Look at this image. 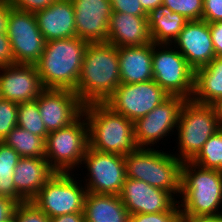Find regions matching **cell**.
I'll list each match as a JSON object with an SVG mask.
<instances>
[{
    "label": "cell",
    "mask_w": 222,
    "mask_h": 222,
    "mask_svg": "<svg viewBox=\"0 0 222 222\" xmlns=\"http://www.w3.org/2000/svg\"><path fill=\"white\" fill-rule=\"evenodd\" d=\"M120 84L118 48L107 42L89 43L74 90L81 103H104Z\"/></svg>",
    "instance_id": "6da1fadb"
},
{
    "label": "cell",
    "mask_w": 222,
    "mask_h": 222,
    "mask_svg": "<svg viewBox=\"0 0 222 222\" xmlns=\"http://www.w3.org/2000/svg\"><path fill=\"white\" fill-rule=\"evenodd\" d=\"M178 202L181 216L222 215V172L202 168L191 161L183 162Z\"/></svg>",
    "instance_id": "7a4b0ae2"
},
{
    "label": "cell",
    "mask_w": 222,
    "mask_h": 222,
    "mask_svg": "<svg viewBox=\"0 0 222 222\" xmlns=\"http://www.w3.org/2000/svg\"><path fill=\"white\" fill-rule=\"evenodd\" d=\"M88 44L78 37L47 41L35 64L43 87L74 91Z\"/></svg>",
    "instance_id": "3957f363"
},
{
    "label": "cell",
    "mask_w": 222,
    "mask_h": 222,
    "mask_svg": "<svg viewBox=\"0 0 222 222\" xmlns=\"http://www.w3.org/2000/svg\"><path fill=\"white\" fill-rule=\"evenodd\" d=\"M83 113L88 124L89 147L93 150L125 156L138 148L133 122L105 103L84 105Z\"/></svg>",
    "instance_id": "277c9868"
},
{
    "label": "cell",
    "mask_w": 222,
    "mask_h": 222,
    "mask_svg": "<svg viewBox=\"0 0 222 222\" xmlns=\"http://www.w3.org/2000/svg\"><path fill=\"white\" fill-rule=\"evenodd\" d=\"M171 153L155 148H137L124 156L126 177L168 191L178 199L183 162Z\"/></svg>",
    "instance_id": "5b68a950"
},
{
    "label": "cell",
    "mask_w": 222,
    "mask_h": 222,
    "mask_svg": "<svg viewBox=\"0 0 222 222\" xmlns=\"http://www.w3.org/2000/svg\"><path fill=\"white\" fill-rule=\"evenodd\" d=\"M220 128L212 106L186 99L182 105L177 129L176 152L174 155L182 162L192 161L205 142Z\"/></svg>",
    "instance_id": "8992f818"
},
{
    "label": "cell",
    "mask_w": 222,
    "mask_h": 222,
    "mask_svg": "<svg viewBox=\"0 0 222 222\" xmlns=\"http://www.w3.org/2000/svg\"><path fill=\"white\" fill-rule=\"evenodd\" d=\"M88 147V124L82 113L70 125L48 133L45 158L55 172L72 173L74 170V173L81 166Z\"/></svg>",
    "instance_id": "52a82bcc"
},
{
    "label": "cell",
    "mask_w": 222,
    "mask_h": 222,
    "mask_svg": "<svg viewBox=\"0 0 222 222\" xmlns=\"http://www.w3.org/2000/svg\"><path fill=\"white\" fill-rule=\"evenodd\" d=\"M153 80L170 96L191 99L195 70L172 44H154Z\"/></svg>",
    "instance_id": "ba28073f"
},
{
    "label": "cell",
    "mask_w": 222,
    "mask_h": 222,
    "mask_svg": "<svg viewBox=\"0 0 222 222\" xmlns=\"http://www.w3.org/2000/svg\"><path fill=\"white\" fill-rule=\"evenodd\" d=\"M76 173L55 172L31 201L49 218L83 212L87 191Z\"/></svg>",
    "instance_id": "9c48e42d"
},
{
    "label": "cell",
    "mask_w": 222,
    "mask_h": 222,
    "mask_svg": "<svg viewBox=\"0 0 222 222\" xmlns=\"http://www.w3.org/2000/svg\"><path fill=\"white\" fill-rule=\"evenodd\" d=\"M80 167H83L82 171L84 168L87 169L86 176L81 179L87 192L120 194L126 180V165L123 155L100 152L88 147Z\"/></svg>",
    "instance_id": "30bf717a"
},
{
    "label": "cell",
    "mask_w": 222,
    "mask_h": 222,
    "mask_svg": "<svg viewBox=\"0 0 222 222\" xmlns=\"http://www.w3.org/2000/svg\"><path fill=\"white\" fill-rule=\"evenodd\" d=\"M170 95L153 79L140 83L120 84L104 102L132 122L144 117Z\"/></svg>",
    "instance_id": "8fae6325"
},
{
    "label": "cell",
    "mask_w": 222,
    "mask_h": 222,
    "mask_svg": "<svg viewBox=\"0 0 222 222\" xmlns=\"http://www.w3.org/2000/svg\"><path fill=\"white\" fill-rule=\"evenodd\" d=\"M11 43L14 63L35 65L45 48L34 13L10 7L7 33Z\"/></svg>",
    "instance_id": "7c38bea8"
},
{
    "label": "cell",
    "mask_w": 222,
    "mask_h": 222,
    "mask_svg": "<svg viewBox=\"0 0 222 222\" xmlns=\"http://www.w3.org/2000/svg\"><path fill=\"white\" fill-rule=\"evenodd\" d=\"M185 101L186 99L181 96H169L144 117L133 122L138 148H153L157 143L160 144L161 140L163 142L167 136L174 135Z\"/></svg>",
    "instance_id": "4fadbf2b"
},
{
    "label": "cell",
    "mask_w": 222,
    "mask_h": 222,
    "mask_svg": "<svg viewBox=\"0 0 222 222\" xmlns=\"http://www.w3.org/2000/svg\"><path fill=\"white\" fill-rule=\"evenodd\" d=\"M36 101L48 133L70 125L83 113L84 105L72 90L44 89Z\"/></svg>",
    "instance_id": "5bb4252c"
},
{
    "label": "cell",
    "mask_w": 222,
    "mask_h": 222,
    "mask_svg": "<svg viewBox=\"0 0 222 222\" xmlns=\"http://www.w3.org/2000/svg\"><path fill=\"white\" fill-rule=\"evenodd\" d=\"M118 196L130 215L167 212L178 202L170 192L128 177Z\"/></svg>",
    "instance_id": "9a60e30c"
},
{
    "label": "cell",
    "mask_w": 222,
    "mask_h": 222,
    "mask_svg": "<svg viewBox=\"0 0 222 222\" xmlns=\"http://www.w3.org/2000/svg\"><path fill=\"white\" fill-rule=\"evenodd\" d=\"M76 37L88 43H104L112 15L110 0H72Z\"/></svg>",
    "instance_id": "2e32d148"
},
{
    "label": "cell",
    "mask_w": 222,
    "mask_h": 222,
    "mask_svg": "<svg viewBox=\"0 0 222 222\" xmlns=\"http://www.w3.org/2000/svg\"><path fill=\"white\" fill-rule=\"evenodd\" d=\"M45 88L36 65L11 64L0 68V98L15 103L36 100Z\"/></svg>",
    "instance_id": "e0dca14e"
},
{
    "label": "cell",
    "mask_w": 222,
    "mask_h": 222,
    "mask_svg": "<svg viewBox=\"0 0 222 222\" xmlns=\"http://www.w3.org/2000/svg\"><path fill=\"white\" fill-rule=\"evenodd\" d=\"M172 45L194 70L206 66L216 57L209 23L203 19L188 21Z\"/></svg>",
    "instance_id": "ac0fdd59"
},
{
    "label": "cell",
    "mask_w": 222,
    "mask_h": 222,
    "mask_svg": "<svg viewBox=\"0 0 222 222\" xmlns=\"http://www.w3.org/2000/svg\"><path fill=\"white\" fill-rule=\"evenodd\" d=\"M34 14L46 42L76 37L72 0H55L50 6Z\"/></svg>",
    "instance_id": "d6986e66"
},
{
    "label": "cell",
    "mask_w": 222,
    "mask_h": 222,
    "mask_svg": "<svg viewBox=\"0 0 222 222\" xmlns=\"http://www.w3.org/2000/svg\"><path fill=\"white\" fill-rule=\"evenodd\" d=\"M152 42L147 16L112 12L107 43L118 47L143 46Z\"/></svg>",
    "instance_id": "ffe728a7"
},
{
    "label": "cell",
    "mask_w": 222,
    "mask_h": 222,
    "mask_svg": "<svg viewBox=\"0 0 222 222\" xmlns=\"http://www.w3.org/2000/svg\"><path fill=\"white\" fill-rule=\"evenodd\" d=\"M13 172L15 190L25 201H31L55 173L45 157H20Z\"/></svg>",
    "instance_id": "44dd1931"
},
{
    "label": "cell",
    "mask_w": 222,
    "mask_h": 222,
    "mask_svg": "<svg viewBox=\"0 0 222 222\" xmlns=\"http://www.w3.org/2000/svg\"><path fill=\"white\" fill-rule=\"evenodd\" d=\"M153 42L143 46L118 47L121 84L153 79Z\"/></svg>",
    "instance_id": "7402d4cb"
},
{
    "label": "cell",
    "mask_w": 222,
    "mask_h": 222,
    "mask_svg": "<svg viewBox=\"0 0 222 222\" xmlns=\"http://www.w3.org/2000/svg\"><path fill=\"white\" fill-rule=\"evenodd\" d=\"M85 222H129L130 214L118 195L86 192Z\"/></svg>",
    "instance_id": "603a6c76"
},
{
    "label": "cell",
    "mask_w": 222,
    "mask_h": 222,
    "mask_svg": "<svg viewBox=\"0 0 222 222\" xmlns=\"http://www.w3.org/2000/svg\"><path fill=\"white\" fill-rule=\"evenodd\" d=\"M147 21L154 44H172L188 22L184 16L163 4L147 14Z\"/></svg>",
    "instance_id": "cb8c5ba5"
},
{
    "label": "cell",
    "mask_w": 222,
    "mask_h": 222,
    "mask_svg": "<svg viewBox=\"0 0 222 222\" xmlns=\"http://www.w3.org/2000/svg\"><path fill=\"white\" fill-rule=\"evenodd\" d=\"M222 97V57H215L209 64L195 70L192 100L211 104Z\"/></svg>",
    "instance_id": "d4e9b609"
},
{
    "label": "cell",
    "mask_w": 222,
    "mask_h": 222,
    "mask_svg": "<svg viewBox=\"0 0 222 222\" xmlns=\"http://www.w3.org/2000/svg\"><path fill=\"white\" fill-rule=\"evenodd\" d=\"M20 157H45V140L18 126L3 139Z\"/></svg>",
    "instance_id": "484cf974"
},
{
    "label": "cell",
    "mask_w": 222,
    "mask_h": 222,
    "mask_svg": "<svg viewBox=\"0 0 222 222\" xmlns=\"http://www.w3.org/2000/svg\"><path fill=\"white\" fill-rule=\"evenodd\" d=\"M19 159V154L13 148L0 141V195L9 197L17 203L25 201L16 192L13 183V171Z\"/></svg>",
    "instance_id": "4316f807"
},
{
    "label": "cell",
    "mask_w": 222,
    "mask_h": 222,
    "mask_svg": "<svg viewBox=\"0 0 222 222\" xmlns=\"http://www.w3.org/2000/svg\"><path fill=\"white\" fill-rule=\"evenodd\" d=\"M17 126L42 137L44 140L48 135L36 100L18 104Z\"/></svg>",
    "instance_id": "83f0119b"
},
{
    "label": "cell",
    "mask_w": 222,
    "mask_h": 222,
    "mask_svg": "<svg viewBox=\"0 0 222 222\" xmlns=\"http://www.w3.org/2000/svg\"><path fill=\"white\" fill-rule=\"evenodd\" d=\"M191 162L205 169L222 172V128L205 142Z\"/></svg>",
    "instance_id": "f1b7e54d"
},
{
    "label": "cell",
    "mask_w": 222,
    "mask_h": 222,
    "mask_svg": "<svg viewBox=\"0 0 222 222\" xmlns=\"http://www.w3.org/2000/svg\"><path fill=\"white\" fill-rule=\"evenodd\" d=\"M162 4L188 21L202 19L204 0H163Z\"/></svg>",
    "instance_id": "f546056e"
},
{
    "label": "cell",
    "mask_w": 222,
    "mask_h": 222,
    "mask_svg": "<svg viewBox=\"0 0 222 222\" xmlns=\"http://www.w3.org/2000/svg\"><path fill=\"white\" fill-rule=\"evenodd\" d=\"M11 222H50V218L32 201L18 203Z\"/></svg>",
    "instance_id": "4dcf8cb0"
},
{
    "label": "cell",
    "mask_w": 222,
    "mask_h": 222,
    "mask_svg": "<svg viewBox=\"0 0 222 222\" xmlns=\"http://www.w3.org/2000/svg\"><path fill=\"white\" fill-rule=\"evenodd\" d=\"M18 103L0 98V141L17 126Z\"/></svg>",
    "instance_id": "1f68e13d"
},
{
    "label": "cell",
    "mask_w": 222,
    "mask_h": 222,
    "mask_svg": "<svg viewBox=\"0 0 222 222\" xmlns=\"http://www.w3.org/2000/svg\"><path fill=\"white\" fill-rule=\"evenodd\" d=\"M129 222H181L179 202L167 212L130 215Z\"/></svg>",
    "instance_id": "d6a6232c"
},
{
    "label": "cell",
    "mask_w": 222,
    "mask_h": 222,
    "mask_svg": "<svg viewBox=\"0 0 222 222\" xmlns=\"http://www.w3.org/2000/svg\"><path fill=\"white\" fill-rule=\"evenodd\" d=\"M112 12L126 13L134 16H147L139 0H110Z\"/></svg>",
    "instance_id": "836d02e7"
},
{
    "label": "cell",
    "mask_w": 222,
    "mask_h": 222,
    "mask_svg": "<svg viewBox=\"0 0 222 222\" xmlns=\"http://www.w3.org/2000/svg\"><path fill=\"white\" fill-rule=\"evenodd\" d=\"M55 0H9L10 5L20 11L35 13L50 6Z\"/></svg>",
    "instance_id": "e575fe53"
},
{
    "label": "cell",
    "mask_w": 222,
    "mask_h": 222,
    "mask_svg": "<svg viewBox=\"0 0 222 222\" xmlns=\"http://www.w3.org/2000/svg\"><path fill=\"white\" fill-rule=\"evenodd\" d=\"M202 19L208 23L222 21V0H204Z\"/></svg>",
    "instance_id": "d590c367"
},
{
    "label": "cell",
    "mask_w": 222,
    "mask_h": 222,
    "mask_svg": "<svg viewBox=\"0 0 222 222\" xmlns=\"http://www.w3.org/2000/svg\"><path fill=\"white\" fill-rule=\"evenodd\" d=\"M14 63L11 43L7 34H0V68Z\"/></svg>",
    "instance_id": "8d00e7d4"
},
{
    "label": "cell",
    "mask_w": 222,
    "mask_h": 222,
    "mask_svg": "<svg viewBox=\"0 0 222 222\" xmlns=\"http://www.w3.org/2000/svg\"><path fill=\"white\" fill-rule=\"evenodd\" d=\"M17 202L0 195V222H11Z\"/></svg>",
    "instance_id": "74e56055"
},
{
    "label": "cell",
    "mask_w": 222,
    "mask_h": 222,
    "mask_svg": "<svg viewBox=\"0 0 222 222\" xmlns=\"http://www.w3.org/2000/svg\"><path fill=\"white\" fill-rule=\"evenodd\" d=\"M216 57H222V21L209 23Z\"/></svg>",
    "instance_id": "f35d334b"
},
{
    "label": "cell",
    "mask_w": 222,
    "mask_h": 222,
    "mask_svg": "<svg viewBox=\"0 0 222 222\" xmlns=\"http://www.w3.org/2000/svg\"><path fill=\"white\" fill-rule=\"evenodd\" d=\"M9 1H0V34H6L10 14Z\"/></svg>",
    "instance_id": "ab89813d"
},
{
    "label": "cell",
    "mask_w": 222,
    "mask_h": 222,
    "mask_svg": "<svg viewBox=\"0 0 222 222\" xmlns=\"http://www.w3.org/2000/svg\"><path fill=\"white\" fill-rule=\"evenodd\" d=\"M50 222H85L83 212H75L71 214L59 215L50 218Z\"/></svg>",
    "instance_id": "60d3db41"
},
{
    "label": "cell",
    "mask_w": 222,
    "mask_h": 222,
    "mask_svg": "<svg viewBox=\"0 0 222 222\" xmlns=\"http://www.w3.org/2000/svg\"><path fill=\"white\" fill-rule=\"evenodd\" d=\"M216 115L220 128H222V97L216 99L210 104Z\"/></svg>",
    "instance_id": "b9f144b4"
},
{
    "label": "cell",
    "mask_w": 222,
    "mask_h": 222,
    "mask_svg": "<svg viewBox=\"0 0 222 222\" xmlns=\"http://www.w3.org/2000/svg\"><path fill=\"white\" fill-rule=\"evenodd\" d=\"M143 10L148 14L154 8L162 5L163 0H139Z\"/></svg>",
    "instance_id": "7bdbcfd3"
},
{
    "label": "cell",
    "mask_w": 222,
    "mask_h": 222,
    "mask_svg": "<svg viewBox=\"0 0 222 222\" xmlns=\"http://www.w3.org/2000/svg\"><path fill=\"white\" fill-rule=\"evenodd\" d=\"M181 222H218V216L216 217L181 216Z\"/></svg>",
    "instance_id": "ee69618b"
},
{
    "label": "cell",
    "mask_w": 222,
    "mask_h": 222,
    "mask_svg": "<svg viewBox=\"0 0 222 222\" xmlns=\"http://www.w3.org/2000/svg\"><path fill=\"white\" fill-rule=\"evenodd\" d=\"M218 222H222V215L218 216Z\"/></svg>",
    "instance_id": "f6af8a7d"
}]
</instances>
